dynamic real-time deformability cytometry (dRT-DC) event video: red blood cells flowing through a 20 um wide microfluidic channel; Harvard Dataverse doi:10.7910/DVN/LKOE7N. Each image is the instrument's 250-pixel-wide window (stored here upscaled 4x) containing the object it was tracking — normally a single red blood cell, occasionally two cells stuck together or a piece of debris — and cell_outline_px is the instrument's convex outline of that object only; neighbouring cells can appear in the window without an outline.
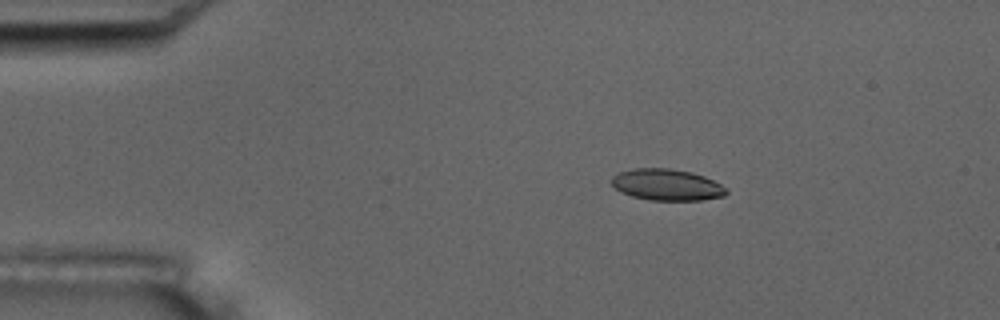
{"species": "common noctule bat (a hibernating species)", "species_latin": "Nyctalus noctula", "temperature_condition": "room temperature", "stored_images_in_passage": 6, "camera_frame_rate_fps": 3000, "um_per_image_px": 0.085, "animal": {"sex": "male", "body_mass_g": 17.5, "forearm_length_mm": 52.3}, "frame": {"image": 1, "passage_image": 4, "time_ms": 3.333, "image_size_px": [1000, 320], "cell_outline_px": [[728, 192], [724, 196], [700, 200], [652, 200], [632, 196], [620, 192], [612, 184], [612, 176], [620, 172], [632, 168], [668, 168], [692, 172], [704, 176], [728, 188]], "centroid_in_image_um": [56.69, 15.7], "position_along_channel_um": 28.3, "area_um2": 20.98}}